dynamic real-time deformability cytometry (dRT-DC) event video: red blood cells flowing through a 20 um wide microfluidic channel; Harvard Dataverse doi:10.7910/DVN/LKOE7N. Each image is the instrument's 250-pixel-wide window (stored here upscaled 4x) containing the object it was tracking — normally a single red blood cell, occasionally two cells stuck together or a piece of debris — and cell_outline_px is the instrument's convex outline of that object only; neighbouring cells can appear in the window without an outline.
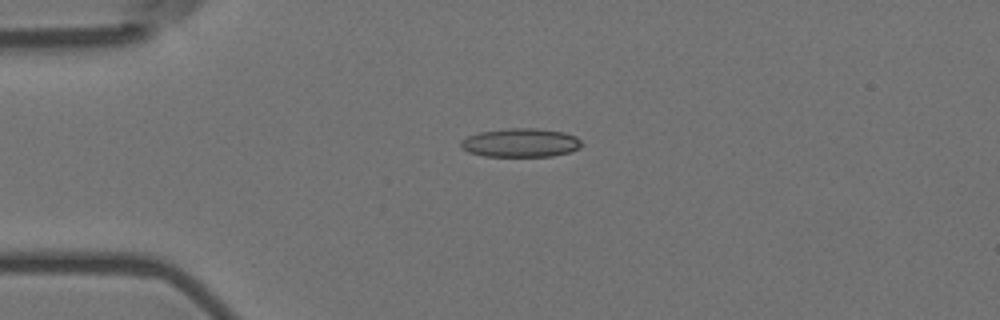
{"species": "Egyptian fruit bat (a non-hibernating species)", "species_latin": "Rousettus aegyptiacus", "temperature_condition": "room temperature", "stored_images_in_passage": 2, "camera_frame_rate_fps": 3000, "um_per_image_px": 0.085, "animal": {"sex": "female"}, "frame": {"image": 1, "passage_image": 1, "time_ms": 0.0, "image_size_px": [1000, 320], "cell_outline_px": [[584, 144], [580, 148], [568, 152], [552, 156], [484, 156], [468, 152], [460, 148], [460, 140], [468, 136], [480, 132], [508, 128], [536, 128], [564, 132], [576, 136]], "centroid_in_image_um": [44.25, 12.13], "position_along_channel_um": 40.8, "area_um2": 20.35}}